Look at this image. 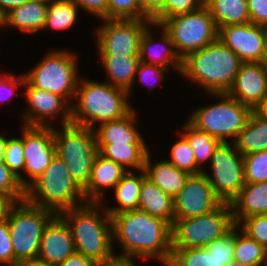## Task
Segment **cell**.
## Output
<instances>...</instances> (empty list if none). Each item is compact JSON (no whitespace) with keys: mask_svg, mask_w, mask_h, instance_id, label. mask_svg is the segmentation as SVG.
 Here are the masks:
<instances>
[{"mask_svg":"<svg viewBox=\"0 0 267 266\" xmlns=\"http://www.w3.org/2000/svg\"><path fill=\"white\" fill-rule=\"evenodd\" d=\"M113 239L122 244L120 256L160 259L166 266L172 255V226L141 210L110 216Z\"/></svg>","mask_w":267,"mask_h":266,"instance_id":"obj_1","label":"cell"},{"mask_svg":"<svg viewBox=\"0 0 267 266\" xmlns=\"http://www.w3.org/2000/svg\"><path fill=\"white\" fill-rule=\"evenodd\" d=\"M243 62L219 39L182 59L181 74L209 94L227 93Z\"/></svg>","mask_w":267,"mask_h":266,"instance_id":"obj_2","label":"cell"},{"mask_svg":"<svg viewBox=\"0 0 267 266\" xmlns=\"http://www.w3.org/2000/svg\"><path fill=\"white\" fill-rule=\"evenodd\" d=\"M128 96L127 90L108 82L78 81L77 105H71V123L95 130L97 122L102 124L123 118L133 110L127 101Z\"/></svg>","mask_w":267,"mask_h":266,"instance_id":"obj_3","label":"cell"},{"mask_svg":"<svg viewBox=\"0 0 267 266\" xmlns=\"http://www.w3.org/2000/svg\"><path fill=\"white\" fill-rule=\"evenodd\" d=\"M100 205L101 202H87L59 214L71 229L76 252L95 261L114 255L111 217L106 210L103 218L99 215Z\"/></svg>","mask_w":267,"mask_h":266,"instance_id":"obj_4","label":"cell"},{"mask_svg":"<svg viewBox=\"0 0 267 266\" xmlns=\"http://www.w3.org/2000/svg\"><path fill=\"white\" fill-rule=\"evenodd\" d=\"M76 199L83 204L87 203L83 190L56 154L45 171L25 189V200L28 203L52 210L57 215L64 210L81 206Z\"/></svg>","mask_w":267,"mask_h":266,"instance_id":"obj_5","label":"cell"},{"mask_svg":"<svg viewBox=\"0 0 267 266\" xmlns=\"http://www.w3.org/2000/svg\"><path fill=\"white\" fill-rule=\"evenodd\" d=\"M53 127L56 155L64 161L74 181L84 190L91 176L98 147L94 130L73 123Z\"/></svg>","mask_w":267,"mask_h":266,"instance_id":"obj_6","label":"cell"},{"mask_svg":"<svg viewBox=\"0 0 267 266\" xmlns=\"http://www.w3.org/2000/svg\"><path fill=\"white\" fill-rule=\"evenodd\" d=\"M18 204L11 208L7 218L14 258L18 263L37 260L44 229L57 214L26 200Z\"/></svg>","mask_w":267,"mask_h":266,"instance_id":"obj_7","label":"cell"},{"mask_svg":"<svg viewBox=\"0 0 267 266\" xmlns=\"http://www.w3.org/2000/svg\"><path fill=\"white\" fill-rule=\"evenodd\" d=\"M234 226L229 203H222L217 209L204 215L174 219L172 249L204 248L223 237Z\"/></svg>","mask_w":267,"mask_h":266,"instance_id":"obj_8","label":"cell"},{"mask_svg":"<svg viewBox=\"0 0 267 266\" xmlns=\"http://www.w3.org/2000/svg\"><path fill=\"white\" fill-rule=\"evenodd\" d=\"M211 95H215V98L219 96L223 101L196 109L190 116L189 123L220 142H227L228 138H236L253 110L228 93H211Z\"/></svg>","mask_w":267,"mask_h":266,"instance_id":"obj_9","label":"cell"},{"mask_svg":"<svg viewBox=\"0 0 267 266\" xmlns=\"http://www.w3.org/2000/svg\"><path fill=\"white\" fill-rule=\"evenodd\" d=\"M154 25L164 28L169 34L181 59L218 39V28L205 5Z\"/></svg>","mask_w":267,"mask_h":266,"instance_id":"obj_10","label":"cell"},{"mask_svg":"<svg viewBox=\"0 0 267 266\" xmlns=\"http://www.w3.org/2000/svg\"><path fill=\"white\" fill-rule=\"evenodd\" d=\"M76 55L67 50L51 51L25 75L35 88L59 95L65 101L75 96L78 81Z\"/></svg>","mask_w":267,"mask_h":266,"instance_id":"obj_11","label":"cell"},{"mask_svg":"<svg viewBox=\"0 0 267 266\" xmlns=\"http://www.w3.org/2000/svg\"><path fill=\"white\" fill-rule=\"evenodd\" d=\"M233 148V149H232ZM212 175L203 172L223 203H231L245 185L244 155L233 144L220 142L211 157Z\"/></svg>","mask_w":267,"mask_h":266,"instance_id":"obj_12","label":"cell"},{"mask_svg":"<svg viewBox=\"0 0 267 266\" xmlns=\"http://www.w3.org/2000/svg\"><path fill=\"white\" fill-rule=\"evenodd\" d=\"M101 20L104 24L96 32L100 56H139L140 41L147 24L154 26L152 20Z\"/></svg>","mask_w":267,"mask_h":266,"instance_id":"obj_13","label":"cell"},{"mask_svg":"<svg viewBox=\"0 0 267 266\" xmlns=\"http://www.w3.org/2000/svg\"><path fill=\"white\" fill-rule=\"evenodd\" d=\"M222 203L204 173L190 175L174 197V219L204 215L217 209Z\"/></svg>","mask_w":267,"mask_h":266,"instance_id":"obj_14","label":"cell"},{"mask_svg":"<svg viewBox=\"0 0 267 266\" xmlns=\"http://www.w3.org/2000/svg\"><path fill=\"white\" fill-rule=\"evenodd\" d=\"M24 172L28 186L49 166L56 154L53 126H25L23 128Z\"/></svg>","mask_w":267,"mask_h":266,"instance_id":"obj_15","label":"cell"},{"mask_svg":"<svg viewBox=\"0 0 267 266\" xmlns=\"http://www.w3.org/2000/svg\"><path fill=\"white\" fill-rule=\"evenodd\" d=\"M264 37L265 26L251 23L218 29V39L237 54L243 63L262 61Z\"/></svg>","mask_w":267,"mask_h":266,"instance_id":"obj_16","label":"cell"},{"mask_svg":"<svg viewBox=\"0 0 267 266\" xmlns=\"http://www.w3.org/2000/svg\"><path fill=\"white\" fill-rule=\"evenodd\" d=\"M24 85L28 101L27 105L30 107L23 115L25 126H52L47 119L49 116L54 117L59 113H62L63 117L62 126L71 123L70 102L67 103L62 97L49 91L32 87L27 81H25Z\"/></svg>","mask_w":267,"mask_h":266,"instance_id":"obj_17","label":"cell"},{"mask_svg":"<svg viewBox=\"0 0 267 266\" xmlns=\"http://www.w3.org/2000/svg\"><path fill=\"white\" fill-rule=\"evenodd\" d=\"M227 93L254 110L267 96V67L261 62L242 63Z\"/></svg>","mask_w":267,"mask_h":266,"instance_id":"obj_18","label":"cell"},{"mask_svg":"<svg viewBox=\"0 0 267 266\" xmlns=\"http://www.w3.org/2000/svg\"><path fill=\"white\" fill-rule=\"evenodd\" d=\"M75 252L69 225L56 215L44 229L37 260L57 266Z\"/></svg>","mask_w":267,"mask_h":266,"instance_id":"obj_19","label":"cell"},{"mask_svg":"<svg viewBox=\"0 0 267 266\" xmlns=\"http://www.w3.org/2000/svg\"><path fill=\"white\" fill-rule=\"evenodd\" d=\"M113 160L96 155L87 187L83 190L88 202H101L104 188L115 187L128 172Z\"/></svg>","mask_w":267,"mask_h":266,"instance_id":"obj_20","label":"cell"},{"mask_svg":"<svg viewBox=\"0 0 267 266\" xmlns=\"http://www.w3.org/2000/svg\"><path fill=\"white\" fill-rule=\"evenodd\" d=\"M235 225L246 218L267 214V182L245 183L230 203Z\"/></svg>","mask_w":267,"mask_h":266,"instance_id":"obj_21","label":"cell"},{"mask_svg":"<svg viewBox=\"0 0 267 266\" xmlns=\"http://www.w3.org/2000/svg\"><path fill=\"white\" fill-rule=\"evenodd\" d=\"M135 116L132 110L123 118L100 124L94 131L96 143L145 144L134 125Z\"/></svg>","mask_w":267,"mask_h":266,"instance_id":"obj_22","label":"cell"},{"mask_svg":"<svg viewBox=\"0 0 267 266\" xmlns=\"http://www.w3.org/2000/svg\"><path fill=\"white\" fill-rule=\"evenodd\" d=\"M138 210L174 223V198L145 177L140 188Z\"/></svg>","mask_w":267,"mask_h":266,"instance_id":"obj_23","label":"cell"},{"mask_svg":"<svg viewBox=\"0 0 267 266\" xmlns=\"http://www.w3.org/2000/svg\"><path fill=\"white\" fill-rule=\"evenodd\" d=\"M48 5L49 0H30L5 14L4 24L36 33L45 25Z\"/></svg>","mask_w":267,"mask_h":266,"instance_id":"obj_24","label":"cell"},{"mask_svg":"<svg viewBox=\"0 0 267 266\" xmlns=\"http://www.w3.org/2000/svg\"><path fill=\"white\" fill-rule=\"evenodd\" d=\"M148 29L149 28L145 30L140 41V53H139L140 62L146 64H152L155 66H160L165 69H169L168 67L171 65L172 67L174 66L173 68L177 69L176 71L181 73L182 59L177 54L176 50L172 49V48L175 49V47L169 34L164 30V28H162L163 32H162L161 42H163L162 44L164 45V49L160 48V50L158 51L157 49H155L156 47L153 48V46H155L154 45L155 41L151 39L153 38L151 35L152 33ZM146 55L150 57L151 62L145 60Z\"/></svg>","mask_w":267,"mask_h":266,"instance_id":"obj_25","label":"cell"},{"mask_svg":"<svg viewBox=\"0 0 267 266\" xmlns=\"http://www.w3.org/2000/svg\"><path fill=\"white\" fill-rule=\"evenodd\" d=\"M150 159L148 152L144 165L146 177L174 198L184 187L190 175L176 168L168 160L159 161L153 165Z\"/></svg>","mask_w":267,"mask_h":266,"instance_id":"obj_26","label":"cell"},{"mask_svg":"<svg viewBox=\"0 0 267 266\" xmlns=\"http://www.w3.org/2000/svg\"><path fill=\"white\" fill-rule=\"evenodd\" d=\"M235 149L242 155L267 150V120L254 110L239 134L234 139Z\"/></svg>","mask_w":267,"mask_h":266,"instance_id":"obj_27","label":"cell"},{"mask_svg":"<svg viewBox=\"0 0 267 266\" xmlns=\"http://www.w3.org/2000/svg\"><path fill=\"white\" fill-rule=\"evenodd\" d=\"M98 153L104 158L126 168L144 169L148 148L146 144L96 143Z\"/></svg>","mask_w":267,"mask_h":266,"instance_id":"obj_28","label":"cell"},{"mask_svg":"<svg viewBox=\"0 0 267 266\" xmlns=\"http://www.w3.org/2000/svg\"><path fill=\"white\" fill-rule=\"evenodd\" d=\"M217 28L250 23L247 0H204Z\"/></svg>","mask_w":267,"mask_h":266,"instance_id":"obj_29","label":"cell"},{"mask_svg":"<svg viewBox=\"0 0 267 266\" xmlns=\"http://www.w3.org/2000/svg\"><path fill=\"white\" fill-rule=\"evenodd\" d=\"M103 68L109 75V84L125 89L130 94V88L135 81V74L140 62L139 56H100ZM134 80V81H133Z\"/></svg>","mask_w":267,"mask_h":266,"instance_id":"obj_30","label":"cell"},{"mask_svg":"<svg viewBox=\"0 0 267 266\" xmlns=\"http://www.w3.org/2000/svg\"><path fill=\"white\" fill-rule=\"evenodd\" d=\"M140 172L141 174L137 176V174L135 175L129 170L114 187L115 198L120 206L106 209L110 216L122 212L138 210L140 188L143 179L146 177L144 169L140 170Z\"/></svg>","mask_w":267,"mask_h":266,"instance_id":"obj_31","label":"cell"},{"mask_svg":"<svg viewBox=\"0 0 267 266\" xmlns=\"http://www.w3.org/2000/svg\"><path fill=\"white\" fill-rule=\"evenodd\" d=\"M78 6L71 0H49L47 16L43 28L67 30L78 18Z\"/></svg>","mask_w":267,"mask_h":266,"instance_id":"obj_32","label":"cell"},{"mask_svg":"<svg viewBox=\"0 0 267 266\" xmlns=\"http://www.w3.org/2000/svg\"><path fill=\"white\" fill-rule=\"evenodd\" d=\"M234 259H219L206 248L172 249L167 266H226Z\"/></svg>","mask_w":267,"mask_h":266,"instance_id":"obj_33","label":"cell"},{"mask_svg":"<svg viewBox=\"0 0 267 266\" xmlns=\"http://www.w3.org/2000/svg\"><path fill=\"white\" fill-rule=\"evenodd\" d=\"M182 135L188 140L193 148L196 165H203L204 161H211L214 150L220 141L206 132L200 131L192 126L189 122L183 126Z\"/></svg>","mask_w":267,"mask_h":266,"instance_id":"obj_34","label":"cell"},{"mask_svg":"<svg viewBox=\"0 0 267 266\" xmlns=\"http://www.w3.org/2000/svg\"><path fill=\"white\" fill-rule=\"evenodd\" d=\"M238 225H235L234 260L248 266H261L263 246L250 238L241 230L237 233Z\"/></svg>","mask_w":267,"mask_h":266,"instance_id":"obj_35","label":"cell"},{"mask_svg":"<svg viewBox=\"0 0 267 266\" xmlns=\"http://www.w3.org/2000/svg\"><path fill=\"white\" fill-rule=\"evenodd\" d=\"M171 160H168L176 168L187 172L189 175H198L204 171L196 165L193 148L182 135L178 142L171 148Z\"/></svg>","mask_w":267,"mask_h":266,"instance_id":"obj_36","label":"cell"},{"mask_svg":"<svg viewBox=\"0 0 267 266\" xmlns=\"http://www.w3.org/2000/svg\"><path fill=\"white\" fill-rule=\"evenodd\" d=\"M3 162L8 168L18 177L20 184L26 189L28 187V180L22 178L23 175L18 171L24 170V154H23V133L20 138H11L7 140V145L4 153Z\"/></svg>","mask_w":267,"mask_h":266,"instance_id":"obj_37","label":"cell"},{"mask_svg":"<svg viewBox=\"0 0 267 266\" xmlns=\"http://www.w3.org/2000/svg\"><path fill=\"white\" fill-rule=\"evenodd\" d=\"M107 19L150 20L142 12L140 0H108Z\"/></svg>","mask_w":267,"mask_h":266,"instance_id":"obj_38","label":"cell"},{"mask_svg":"<svg viewBox=\"0 0 267 266\" xmlns=\"http://www.w3.org/2000/svg\"><path fill=\"white\" fill-rule=\"evenodd\" d=\"M246 183L267 182V150L244 155Z\"/></svg>","mask_w":267,"mask_h":266,"instance_id":"obj_39","label":"cell"},{"mask_svg":"<svg viewBox=\"0 0 267 266\" xmlns=\"http://www.w3.org/2000/svg\"><path fill=\"white\" fill-rule=\"evenodd\" d=\"M204 0H165L164 9L152 20L159 25L163 20L199 9Z\"/></svg>","mask_w":267,"mask_h":266,"instance_id":"obj_40","label":"cell"},{"mask_svg":"<svg viewBox=\"0 0 267 266\" xmlns=\"http://www.w3.org/2000/svg\"><path fill=\"white\" fill-rule=\"evenodd\" d=\"M0 193L13 197L17 202L25 200V188L3 161H0Z\"/></svg>","mask_w":267,"mask_h":266,"instance_id":"obj_41","label":"cell"},{"mask_svg":"<svg viewBox=\"0 0 267 266\" xmlns=\"http://www.w3.org/2000/svg\"><path fill=\"white\" fill-rule=\"evenodd\" d=\"M240 224H243L242 228H240ZM238 227L263 247L267 246V214L243 219Z\"/></svg>","mask_w":267,"mask_h":266,"instance_id":"obj_42","label":"cell"},{"mask_svg":"<svg viewBox=\"0 0 267 266\" xmlns=\"http://www.w3.org/2000/svg\"><path fill=\"white\" fill-rule=\"evenodd\" d=\"M235 226L223 237L214 240L205 248L219 259H234Z\"/></svg>","mask_w":267,"mask_h":266,"instance_id":"obj_43","label":"cell"},{"mask_svg":"<svg viewBox=\"0 0 267 266\" xmlns=\"http://www.w3.org/2000/svg\"><path fill=\"white\" fill-rule=\"evenodd\" d=\"M17 266L19 263L14 258L13 244L7 219L0 221V264Z\"/></svg>","mask_w":267,"mask_h":266,"instance_id":"obj_44","label":"cell"},{"mask_svg":"<svg viewBox=\"0 0 267 266\" xmlns=\"http://www.w3.org/2000/svg\"><path fill=\"white\" fill-rule=\"evenodd\" d=\"M167 70L168 69L162 68L160 66L139 62L135 76L139 75L138 82H141L142 84H146L148 82L150 83V79L152 77H157V80L159 79L158 81H163L165 78L164 74L167 72ZM152 84L153 83H151V85ZM149 88H151L150 90L154 89L152 86Z\"/></svg>","mask_w":267,"mask_h":266,"instance_id":"obj_45","label":"cell"},{"mask_svg":"<svg viewBox=\"0 0 267 266\" xmlns=\"http://www.w3.org/2000/svg\"><path fill=\"white\" fill-rule=\"evenodd\" d=\"M250 23L267 26V0H247Z\"/></svg>","mask_w":267,"mask_h":266,"instance_id":"obj_46","label":"cell"},{"mask_svg":"<svg viewBox=\"0 0 267 266\" xmlns=\"http://www.w3.org/2000/svg\"><path fill=\"white\" fill-rule=\"evenodd\" d=\"M1 75V73H0ZM26 78L25 75L22 76H17V78L15 76H13L12 74L9 75H5V76H0V91L2 92V90H4L3 92H5V90L7 91V89H10L7 91L5 96V93L0 92V103H4V102H8L10 97L14 95V93L16 92V88H18V85L22 83V85L25 84ZM14 88V90H13ZM4 94V95H3ZM3 95V96H1Z\"/></svg>","mask_w":267,"mask_h":266,"instance_id":"obj_47","label":"cell"},{"mask_svg":"<svg viewBox=\"0 0 267 266\" xmlns=\"http://www.w3.org/2000/svg\"><path fill=\"white\" fill-rule=\"evenodd\" d=\"M82 10L87 11L101 19H107L108 0H71Z\"/></svg>","mask_w":267,"mask_h":266,"instance_id":"obj_48","label":"cell"},{"mask_svg":"<svg viewBox=\"0 0 267 266\" xmlns=\"http://www.w3.org/2000/svg\"><path fill=\"white\" fill-rule=\"evenodd\" d=\"M142 12L153 20L163 9L165 0H140Z\"/></svg>","mask_w":267,"mask_h":266,"instance_id":"obj_49","label":"cell"},{"mask_svg":"<svg viewBox=\"0 0 267 266\" xmlns=\"http://www.w3.org/2000/svg\"><path fill=\"white\" fill-rule=\"evenodd\" d=\"M97 261L75 252L57 266H96Z\"/></svg>","mask_w":267,"mask_h":266,"instance_id":"obj_50","label":"cell"},{"mask_svg":"<svg viewBox=\"0 0 267 266\" xmlns=\"http://www.w3.org/2000/svg\"><path fill=\"white\" fill-rule=\"evenodd\" d=\"M96 266H136L131 257L113 255L102 261H97Z\"/></svg>","mask_w":267,"mask_h":266,"instance_id":"obj_51","label":"cell"},{"mask_svg":"<svg viewBox=\"0 0 267 266\" xmlns=\"http://www.w3.org/2000/svg\"><path fill=\"white\" fill-rule=\"evenodd\" d=\"M17 203V201L7 195L0 193V221L6 220L9 217L11 208Z\"/></svg>","mask_w":267,"mask_h":266,"instance_id":"obj_52","label":"cell"},{"mask_svg":"<svg viewBox=\"0 0 267 266\" xmlns=\"http://www.w3.org/2000/svg\"><path fill=\"white\" fill-rule=\"evenodd\" d=\"M30 0H0V11L5 15L10 10L19 7Z\"/></svg>","mask_w":267,"mask_h":266,"instance_id":"obj_53","label":"cell"},{"mask_svg":"<svg viewBox=\"0 0 267 266\" xmlns=\"http://www.w3.org/2000/svg\"><path fill=\"white\" fill-rule=\"evenodd\" d=\"M254 111L261 116L263 119L267 120V96L262 100V102L254 109Z\"/></svg>","mask_w":267,"mask_h":266,"instance_id":"obj_54","label":"cell"},{"mask_svg":"<svg viewBox=\"0 0 267 266\" xmlns=\"http://www.w3.org/2000/svg\"><path fill=\"white\" fill-rule=\"evenodd\" d=\"M17 266H54V265L47 264L39 260H31V261L21 262Z\"/></svg>","mask_w":267,"mask_h":266,"instance_id":"obj_55","label":"cell"},{"mask_svg":"<svg viewBox=\"0 0 267 266\" xmlns=\"http://www.w3.org/2000/svg\"><path fill=\"white\" fill-rule=\"evenodd\" d=\"M8 138L0 135V161L4 160V153L7 145Z\"/></svg>","mask_w":267,"mask_h":266,"instance_id":"obj_56","label":"cell"},{"mask_svg":"<svg viewBox=\"0 0 267 266\" xmlns=\"http://www.w3.org/2000/svg\"><path fill=\"white\" fill-rule=\"evenodd\" d=\"M261 63H263L267 67V26H265L264 54Z\"/></svg>","mask_w":267,"mask_h":266,"instance_id":"obj_57","label":"cell"},{"mask_svg":"<svg viewBox=\"0 0 267 266\" xmlns=\"http://www.w3.org/2000/svg\"><path fill=\"white\" fill-rule=\"evenodd\" d=\"M264 262H266V264H267V246H264L263 247V254H262L261 265H263Z\"/></svg>","mask_w":267,"mask_h":266,"instance_id":"obj_58","label":"cell"},{"mask_svg":"<svg viewBox=\"0 0 267 266\" xmlns=\"http://www.w3.org/2000/svg\"><path fill=\"white\" fill-rule=\"evenodd\" d=\"M226 266H248V265H244V264L239 263V262L236 261V260H232V261L229 262Z\"/></svg>","mask_w":267,"mask_h":266,"instance_id":"obj_59","label":"cell"},{"mask_svg":"<svg viewBox=\"0 0 267 266\" xmlns=\"http://www.w3.org/2000/svg\"><path fill=\"white\" fill-rule=\"evenodd\" d=\"M4 14L0 11V26H3V25H5L4 24Z\"/></svg>","mask_w":267,"mask_h":266,"instance_id":"obj_60","label":"cell"}]
</instances>
